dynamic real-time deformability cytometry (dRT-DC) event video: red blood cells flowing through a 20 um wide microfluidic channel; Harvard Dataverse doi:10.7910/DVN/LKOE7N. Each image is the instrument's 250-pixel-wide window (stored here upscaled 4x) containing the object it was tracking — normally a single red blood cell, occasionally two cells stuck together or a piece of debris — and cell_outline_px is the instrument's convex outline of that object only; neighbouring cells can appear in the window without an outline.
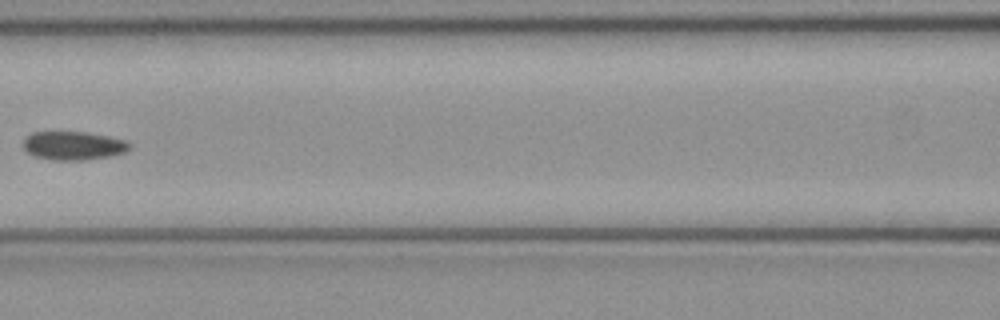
{"species": "common noctule bat (a hibernating species)", "species_latin": "Nyctalus noctula", "temperature_condition": "cold", "stored_images_in_passage": 6, "camera_frame_rate_fps": 3000, "um_per_image_px": 0.085, "animal": {"sex": "female", "body_mass_g": 21.9}, "frame": {"image": 1, "passage_image": 6, "time_ms": 1.667, "image_size_px": [1000, 320], "cell_outline_px": [[132, 144], [124, 152], [112, 156], [84, 160], [52, 160], [36, 156], [28, 152], [20, 144], [24, 136], [32, 132], [88, 132], [128, 140]], "centroid_in_image_um": [6.22, 12.37], "position_along_channel_um": 160.4, "area_um2": 17.98}}